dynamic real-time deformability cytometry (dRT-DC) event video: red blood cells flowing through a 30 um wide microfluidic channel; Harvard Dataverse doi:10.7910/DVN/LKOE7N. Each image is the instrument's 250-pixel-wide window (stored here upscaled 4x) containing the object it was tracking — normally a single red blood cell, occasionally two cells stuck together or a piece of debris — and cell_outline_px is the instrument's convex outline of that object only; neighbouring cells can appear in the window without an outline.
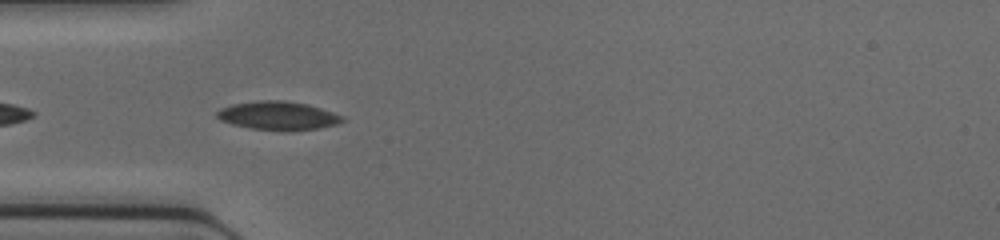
{"species": "common noctule bat (a hibernating species)", "species_latin": "Nyctalus noctula", "temperature_condition": "cold", "stored_images_in_passage": 32, "camera_frame_rate_fps": 3000, "um_per_image_px": 0.085, "animal": {"sex": "female", "body_mass_g": 17.0, "forearm_length_mm": 48.0}, "frame": {"image": 1, "passage_image": 6, "time_ms": 1.667, "image_size_px": [1000, 240], "cell_outline_px": [[344, 120], [336, 124], [316, 128], [292, 132], [288, 132], [252, 128], [232, 124], [220, 120], [216, 116], [216, 112], [220, 108], [232, 104], [260, 100], [284, 100], [308, 104], [344, 116]], "centroid_in_image_um": [23.62, 9.83], "position_along_channel_um": 61.4, "area_um2": 20.98}}
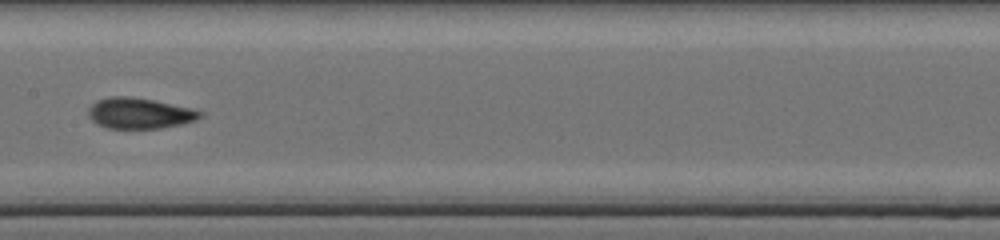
{"frame": {"image": 2, "passage_image": 15, "time_ms": 4.667, "image_size_px": [1000, 240], "cell_outline_px": [[204, 116], [196, 120], [180, 124], [160, 128], [108, 128], [96, 124], [88, 116], [88, 108], [96, 100], [108, 96], [128, 96], [152, 100], [192, 108], [204, 112]], "centroid_in_image_um": [11.85, 9.62], "position_along_channel_um": 195.6, "area_um2": 20.11}}
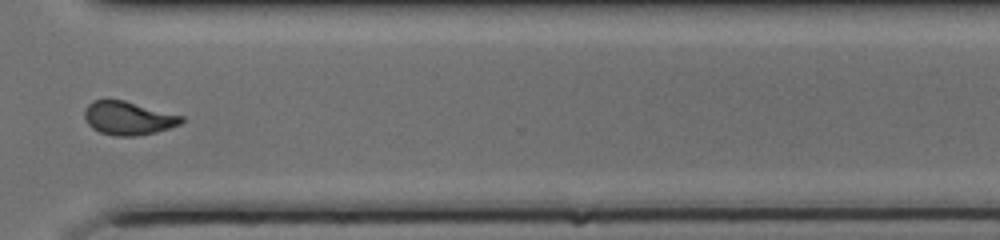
{"frame": {"image": 3, "passage_image": 26, "time_ms": 8.333, "image_size_px": [1000, 240], "cell_outline_px": [[184, 120], [180, 124], [156, 132], [136, 136], [116, 136], [100, 132], [92, 128], [88, 124], [84, 116], [84, 108], [92, 100], [124, 100], [184, 116]], "centroid_in_image_um": [10.89, 10.04], "position_along_channel_um": 359.7, "area_um2": 18.9}}